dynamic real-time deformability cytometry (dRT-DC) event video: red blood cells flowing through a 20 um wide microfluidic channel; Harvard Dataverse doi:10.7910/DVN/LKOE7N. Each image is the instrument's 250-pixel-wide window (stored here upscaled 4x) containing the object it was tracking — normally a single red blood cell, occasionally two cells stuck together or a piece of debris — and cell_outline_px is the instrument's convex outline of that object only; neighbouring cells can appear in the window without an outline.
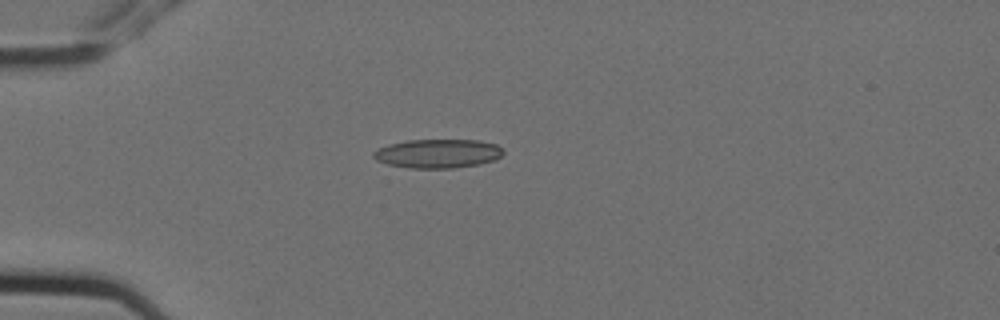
{"species": "Egyptian fruit bat (a non-hibernating species)", "species_latin": "Rousettus aegyptiacus", "temperature_condition": "cold", "stored_images_in_passage": 5, "camera_frame_rate_fps": 3000, "um_per_image_px": 0.085, "animal": {"sex": "female"}, "frame": {"image": 1, "passage_image": 5, "time_ms": 1.333, "image_size_px": [1000, 320], "cell_outline_px": [[504, 152], [500, 156], [492, 160], [480, 164], [452, 168], [408, 168], [388, 164], [376, 160], [372, 156], [372, 152], [388, 144], [408, 140], [480, 140], [496, 144], [504, 148]], "centroid_in_image_um": [37.21, 13.05], "position_along_channel_um": 47.8, "area_um2": 21.91}}